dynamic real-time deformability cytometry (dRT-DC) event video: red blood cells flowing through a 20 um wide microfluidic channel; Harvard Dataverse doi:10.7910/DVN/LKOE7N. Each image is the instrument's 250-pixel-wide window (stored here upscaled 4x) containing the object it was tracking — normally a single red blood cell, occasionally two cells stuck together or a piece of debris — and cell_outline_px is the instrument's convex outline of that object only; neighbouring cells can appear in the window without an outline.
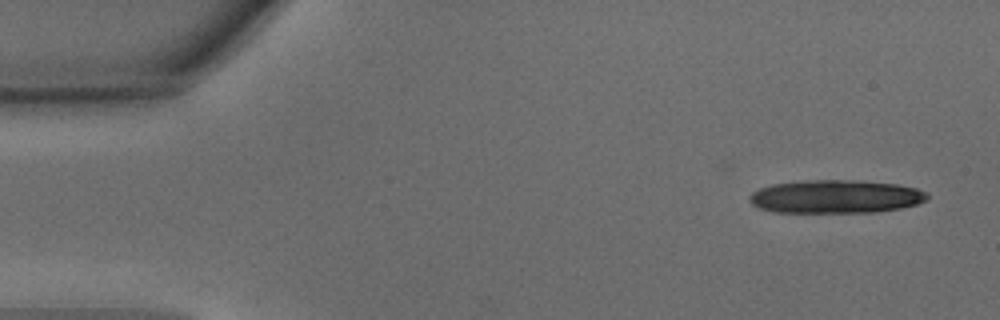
{"species": "common noctule bat (a hibernating species)", "species_latin": "Nyctalus noctula", "temperature_condition": "warm", "stored_images_in_passage": 24, "camera_frame_rate_fps": 3000, "um_per_image_px": 0.085, "animal": {"sex": "male", "body_mass_g": 15.6}, "frame": {"image": 1, "passage_image": 1, "time_ms": 0.0, "image_size_px": [1000, 320], "cell_outline_px": [[928, 196], [924, 200], [916, 204], [900, 208], [876, 212], [772, 212], [760, 208], [752, 204], [748, 200], [748, 196], [752, 192], [760, 188], [772, 184], [816, 180], [856, 180], [896, 184], [916, 188], [928, 192]], "centroid_in_image_um": [71.01, 16.71], "position_along_channel_um": 14.0, "area_um2": 34.33}}
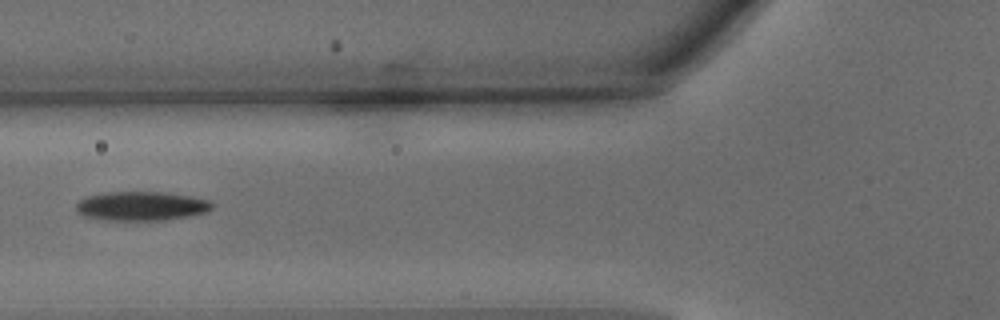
{"frame": {"image": 2, "passage_image": 16, "time_ms": 5.0, "image_size_px": [1000, 320], "cell_outline_px": [[212, 208], [208, 212], [188, 216], [164, 220], [104, 220], [84, 216], [76, 212], [76, 204], [80, 200], [88, 196], [104, 192], [164, 192], [192, 196], [208, 200], [212, 204]], "centroid_in_image_um": [12.0, 17.51], "position_along_channel_um": 113.8, "area_um2": 23.12}}
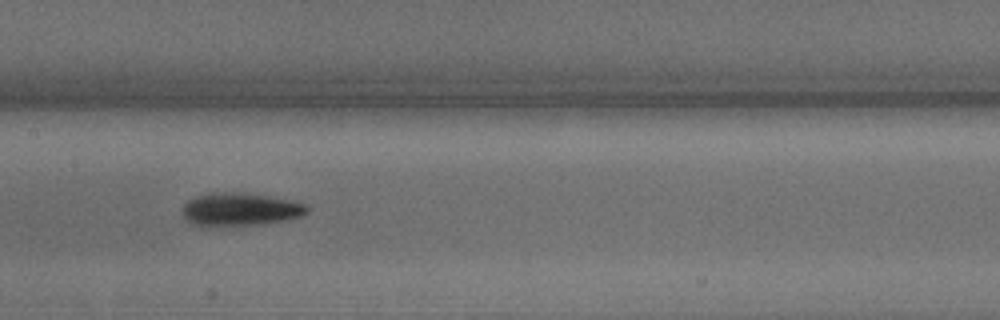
{"frame": {"image": 3, "passage_image": 21, "time_ms": 6.667, "image_size_px": [1000, 320], "cell_outline_px": [[308, 212], [300, 216], [284, 220], [264, 224], [200, 228], [188, 220], [184, 216], [184, 204], [188, 200], [196, 196], [212, 192], [244, 192], [292, 200], [308, 204]], "centroid_in_image_um": [20.41, 17.81], "position_along_channel_um": 187.0, "area_um2": 24.45}}